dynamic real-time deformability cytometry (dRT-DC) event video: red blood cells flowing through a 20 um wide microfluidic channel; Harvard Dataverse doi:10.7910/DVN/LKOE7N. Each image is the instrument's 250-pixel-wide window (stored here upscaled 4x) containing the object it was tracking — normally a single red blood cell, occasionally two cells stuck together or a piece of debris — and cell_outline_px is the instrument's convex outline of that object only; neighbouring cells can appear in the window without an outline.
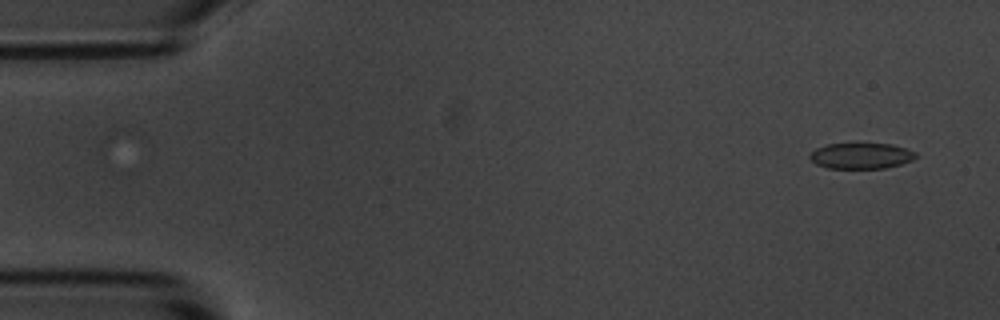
{"species": "common noctule bat (a hibernating species)", "species_latin": "Nyctalus noctula", "temperature_condition": "room temperature", "stored_images_in_passage": 7, "camera_frame_rate_fps": 3000, "um_per_image_px": 0.085, "animal": {"sex": "male", "body_mass_g": 20.1, "forearm_length_mm": 53.5}, "frame": {"image": 1, "passage_image": 1, "time_ms": 0.0, "image_size_px": [1000, 320], "cell_outline_px": [[916, 156], [912, 160], [900, 164], [884, 168], [828, 168], [816, 164], [808, 156], [816, 148], [824, 144], [892, 144], [916, 152]], "centroid_in_image_um": [73.17, 13.24], "position_along_channel_um": 11.8, "area_um2": 15.78}}
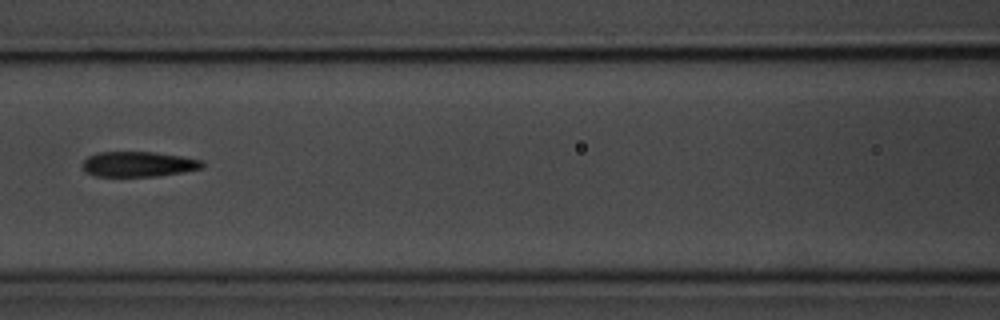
{"frame": {"image": 2, "passage_image": 5, "time_ms": 15.0, "image_size_px": [1000, 320], "cell_outline_px": [[204, 168], [184, 172], [160, 176], [92, 176], [84, 172], [80, 164], [88, 156], [96, 152], [152, 152], [180, 156], [200, 160], [204, 164]], "centroid_in_image_um": [11.71, 13.96], "position_along_channel_um": 154.9, "area_um2": 17.8}}
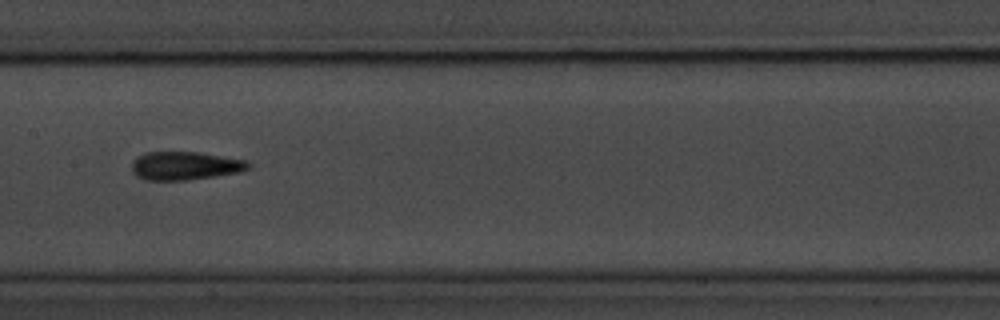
{"frame": {"image": 3, "passage_image": 6, "time_ms": 16.0, "image_size_px": [1000, 320], "cell_outline_px": [[252, 164], [248, 168], [236, 172], [216, 176], [188, 180], [144, 180], [136, 176], [132, 172], [132, 164], [140, 156], [148, 152], [196, 152], [244, 160]], "centroid_in_image_um": [15.7, 14.1], "position_along_channel_um": 191.7, "area_um2": 18.9}}